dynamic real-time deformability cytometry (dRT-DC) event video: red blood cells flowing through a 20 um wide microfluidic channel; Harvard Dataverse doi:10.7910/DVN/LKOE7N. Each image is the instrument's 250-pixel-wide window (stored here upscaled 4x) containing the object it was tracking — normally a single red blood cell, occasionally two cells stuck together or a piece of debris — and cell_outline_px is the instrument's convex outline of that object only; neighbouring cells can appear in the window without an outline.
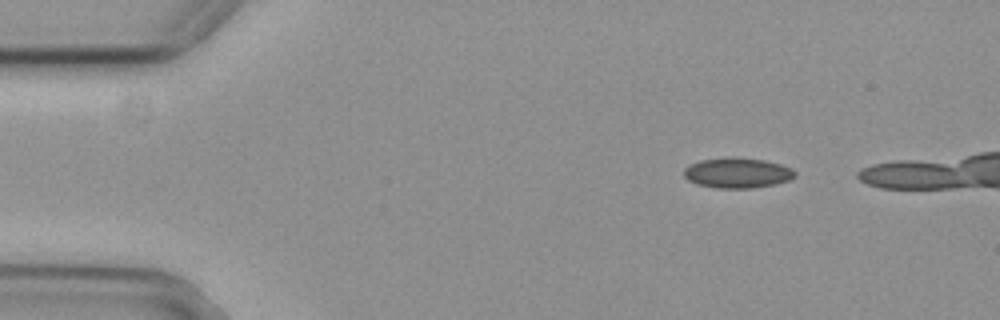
{"species": "common noctule bat (a hibernating species)", "species_latin": "Nyctalus noctula", "temperature_condition": "cold", "stored_images_in_passage": 5, "camera_frame_rate_fps": 3000, "um_per_image_px": 0.085, "animal": {"sex": "female", "body_mass_g": 29.2, "forearm_length_mm": 56.3}, "frame": {"image": 1, "passage_image": 1, "time_ms": 0.0, "image_size_px": [1000, 320], "cell_outline_px": [[796, 176], [788, 180], [776, 184], [752, 188], [716, 188], [696, 184], [688, 180], [684, 176], [684, 168], [700, 160], [764, 160], [780, 164], [792, 168], [796, 172]], "centroid_in_image_um": [62.7, 14.75], "position_along_channel_um": 22.3, "area_um2": 18.79}}